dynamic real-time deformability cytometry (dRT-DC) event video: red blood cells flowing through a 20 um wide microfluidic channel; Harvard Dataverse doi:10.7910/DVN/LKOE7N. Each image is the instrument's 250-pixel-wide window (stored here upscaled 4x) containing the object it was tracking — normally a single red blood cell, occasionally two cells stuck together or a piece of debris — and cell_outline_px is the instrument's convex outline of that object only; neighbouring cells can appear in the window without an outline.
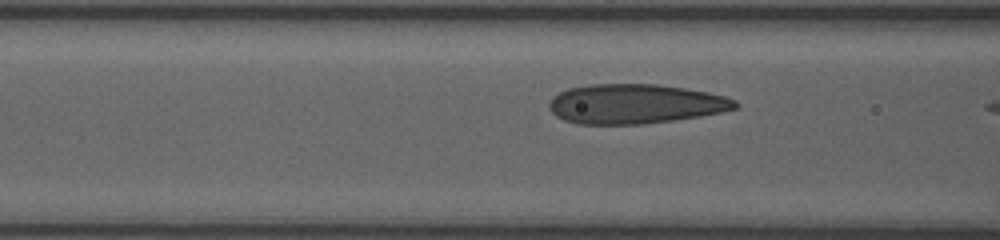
{"species": "human", "species_latin": "Homo sapiens", "temperature_condition": "room temperature", "stored_images_in_passage": 12, "camera_frame_rate_fps": 3000, "um_per_image_px": 0.085, "donor": {"sex": "female"}, "frame": {"image": 1, "passage_image": 8, "time_ms": 1.333, "image_size_px": [1000, 240], "cell_outline_px": [[740, 108], [720, 112], [672, 120], [644, 124], [576, 124], [564, 120], [556, 116], [548, 108], [548, 104], [552, 96], [568, 88], [588, 84], [656, 84], [684, 88], [708, 92], [724, 96], [736, 100], [740, 104]], "centroid_in_image_um": [53.96, 8.83], "position_along_channel_um": 112.6, "area_um2": 43.06}}